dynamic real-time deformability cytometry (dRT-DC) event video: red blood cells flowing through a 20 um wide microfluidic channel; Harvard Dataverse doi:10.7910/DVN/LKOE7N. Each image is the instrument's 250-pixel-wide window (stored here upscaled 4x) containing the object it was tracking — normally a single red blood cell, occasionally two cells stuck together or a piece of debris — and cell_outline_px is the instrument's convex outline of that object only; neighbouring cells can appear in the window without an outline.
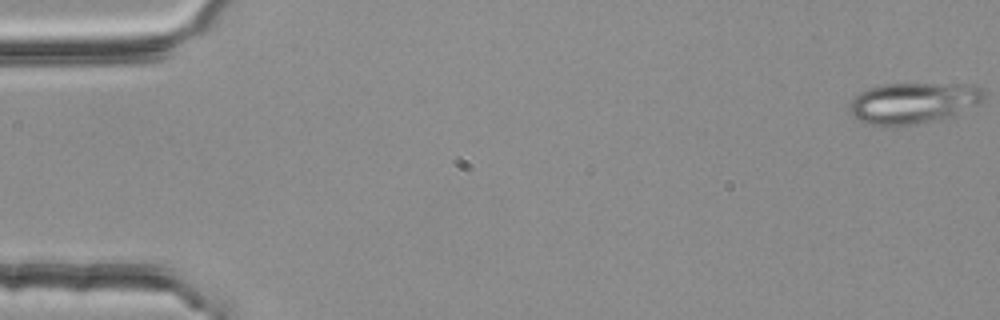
{"species": "common noctule bat (a hibernating species)", "species_latin": "Nyctalus noctula", "temperature_condition": "room temperature", "stored_images_in_passage": 54, "camera_frame_rate_fps": 3000, "um_per_image_px": 0.085, "animal": {"sex": "female", "body_mass_g": 25.1}, "frame": {"image": 1, "passage_image": 1, "time_ms": 0.0, "image_size_px": [1000, 320], "cell_outline_px": [[984, 100], [980, 104], [952, 116], [940, 120], [916, 124], [868, 124], [852, 116], [848, 108], [848, 104], [860, 92], [868, 88], [884, 84], [976, 84], [984, 88]], "centroid_in_image_um": [77.69, 8.73], "position_along_channel_um": 7.3, "area_um2": 32.25}}
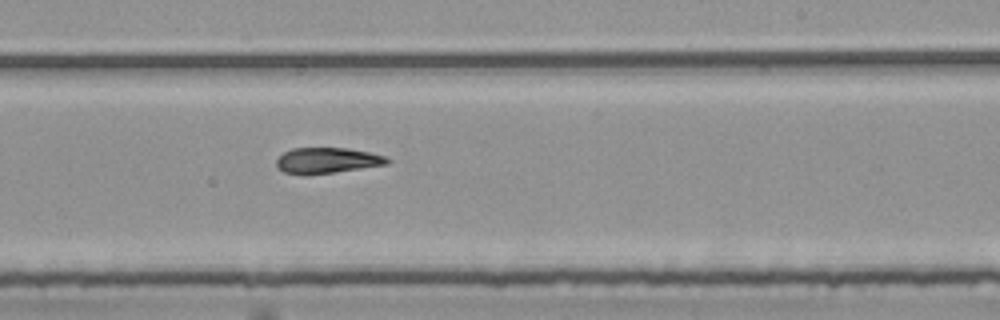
{"frame": {"image": 2, "passage_image": 33, "time_ms": 10.667, "image_size_px": [1000, 320], "cell_outline_px": [[392, 160], [388, 164], [308, 176], [304, 176], [284, 172], [276, 168], [276, 160], [284, 152], [292, 148], [348, 148], [368, 152], [384, 156]], "centroid_in_image_um": [27.76, 13.66], "position_along_channel_um": 261.2, "area_um2": 16.82}}
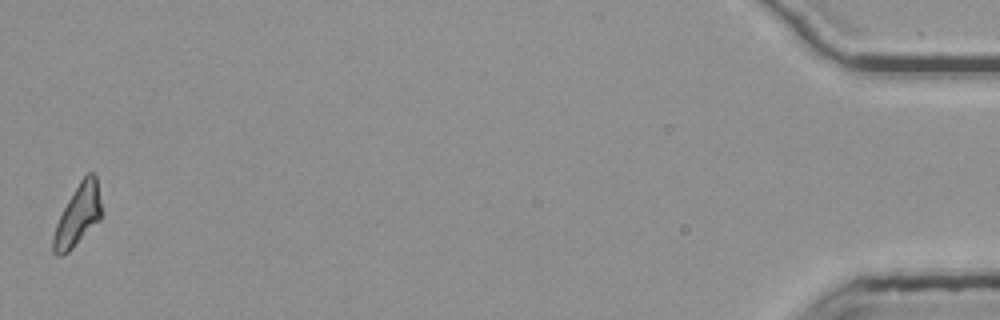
{"frame": {"image": 3, "passage_image": 54, "time_ms": 17.667, "image_size_px": [1000, 320], "cell_outline_px": [[100, 220], [68, 252], [60, 256], [56, 256], [52, 252], [52, 236], [56, 224], [68, 200], [80, 180], [88, 172], [92, 172], [96, 176], [100, 200]], "centroid_in_image_um": [6.59, 18.33], "position_along_channel_um": 428.6, "area_um2": 16.88}, "authors_computed_cell_mechanics": {"area_um2": 17.5423, "velocity_mm_per_s": 3.8049, "shape_relaxation_time_tau1_ms": null, "shape_relaxation_time_tau2_ms": 6.7131, "deformation_change_tau1": null, "deformation_change_tau2": 0.1481}}